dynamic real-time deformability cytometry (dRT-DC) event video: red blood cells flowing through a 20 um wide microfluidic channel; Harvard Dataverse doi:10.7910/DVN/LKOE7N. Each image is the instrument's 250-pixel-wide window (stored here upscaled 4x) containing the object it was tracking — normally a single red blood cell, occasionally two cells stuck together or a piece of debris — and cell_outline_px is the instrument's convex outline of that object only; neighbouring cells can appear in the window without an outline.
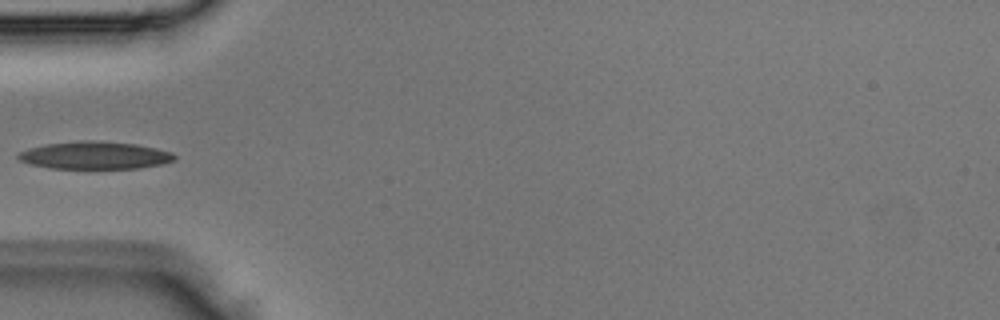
{"species": "Egyptian fruit bat (a non-hibernating species)", "species_latin": "Rousettus aegyptiacus", "temperature_condition": "room temperature", "stored_images_in_passage": 3, "camera_frame_rate_fps": 3000, "um_per_image_px": 0.085, "animal": {"sex": "male"}, "frame": {"image": 1, "passage_image": 3, "time_ms": 0.667, "image_size_px": [1000, 320], "cell_outline_px": [[176, 160], [164, 164], [140, 168], [52, 168], [32, 164], [20, 160], [16, 156], [20, 152], [28, 148], [44, 144], [80, 140], [92, 140], [136, 144], [156, 148], [172, 152], [176, 156]], "centroid_in_image_um": [8.1, 13.19], "position_along_channel_um": 76.9, "area_um2": 25.14}}